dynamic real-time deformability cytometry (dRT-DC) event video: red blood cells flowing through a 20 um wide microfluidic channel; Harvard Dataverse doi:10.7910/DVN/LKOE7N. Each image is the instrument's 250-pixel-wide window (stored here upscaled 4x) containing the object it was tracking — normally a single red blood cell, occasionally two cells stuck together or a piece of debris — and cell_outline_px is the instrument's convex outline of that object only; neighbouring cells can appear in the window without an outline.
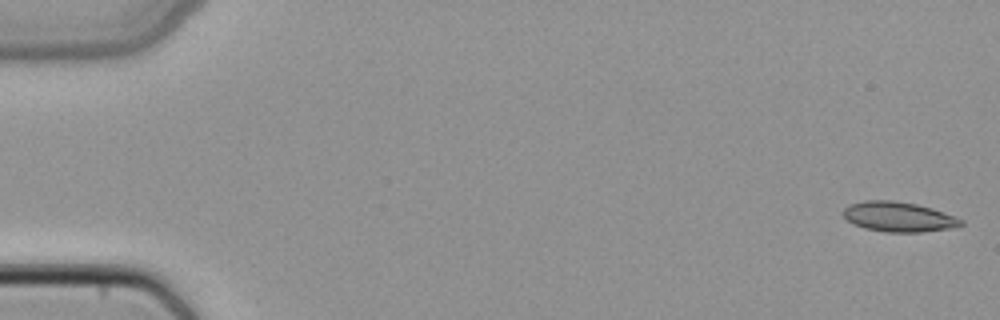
{"species": "common noctule bat (a hibernating species)", "species_latin": "Nyctalus noctula", "temperature_condition": "cold", "stored_images_in_passage": 47, "camera_frame_rate_fps": 3000, "um_per_image_px": 0.085, "animal": {"sex": "female", "body_mass_g": 22.7, "forearm_length_mm": 54.2}, "frame": {"image": 1, "passage_image": 1, "time_ms": 0.0, "image_size_px": [1000, 320], "cell_outline_px": [[964, 224], [948, 228], [920, 232], [884, 232], [864, 228], [848, 220], [844, 216], [844, 208], [848, 204], [864, 200], [892, 200], [916, 204], [932, 208], [956, 216], [964, 220]], "centroid_in_image_um": [76.38, 18.42], "position_along_channel_um": 8.6, "area_um2": 20.46}}
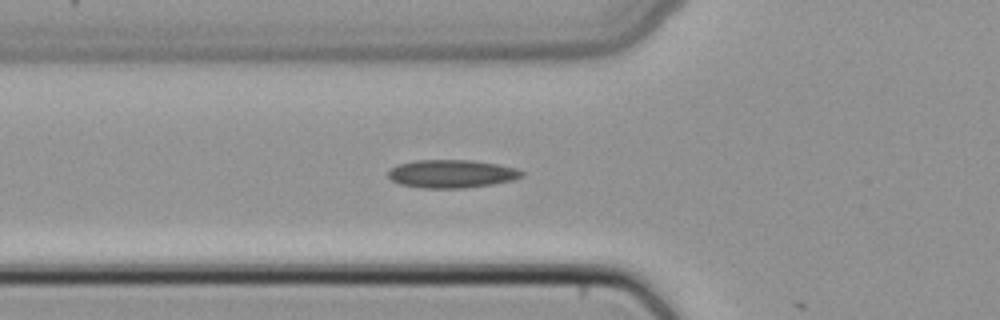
{"frame": {"image": 2, "passage_image": 18, "time_ms": 5.667, "image_size_px": [1000, 320], "cell_outline_px": [[524, 176], [516, 180], [492, 184], [464, 188], [424, 188], [400, 184], [392, 180], [388, 176], [388, 172], [392, 168], [400, 164], [416, 160], [472, 160], [496, 164], [516, 168], [524, 172]], "centroid_in_image_um": [38.44, 14.77], "position_along_channel_um": 87.4, "area_um2": 21.85}}
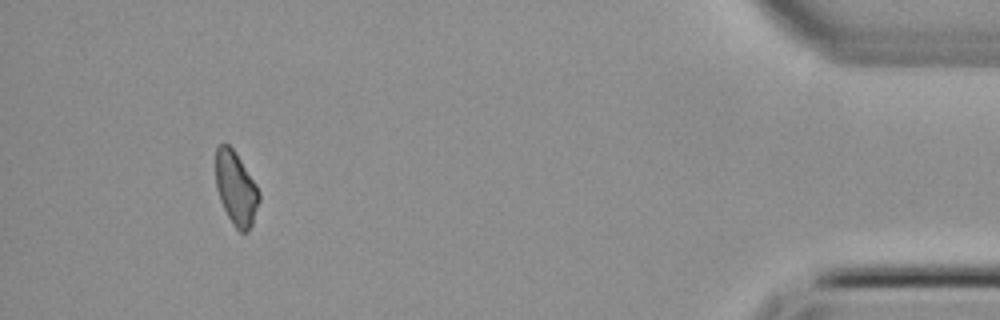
{"frame": {"image": 3, "passage_image": 46, "time_ms": 15.0, "image_size_px": [1000, 320], "cell_outline_px": [[260, 200], [252, 224], [248, 232], [240, 232], [236, 228], [228, 216], [220, 200], [216, 188], [216, 148], [220, 144], [228, 144], [232, 148], [256, 184], [260, 192]], "centroid_in_image_um": [20.06, 16.03], "position_along_channel_um": 415.1, "area_um2": 18.38}}